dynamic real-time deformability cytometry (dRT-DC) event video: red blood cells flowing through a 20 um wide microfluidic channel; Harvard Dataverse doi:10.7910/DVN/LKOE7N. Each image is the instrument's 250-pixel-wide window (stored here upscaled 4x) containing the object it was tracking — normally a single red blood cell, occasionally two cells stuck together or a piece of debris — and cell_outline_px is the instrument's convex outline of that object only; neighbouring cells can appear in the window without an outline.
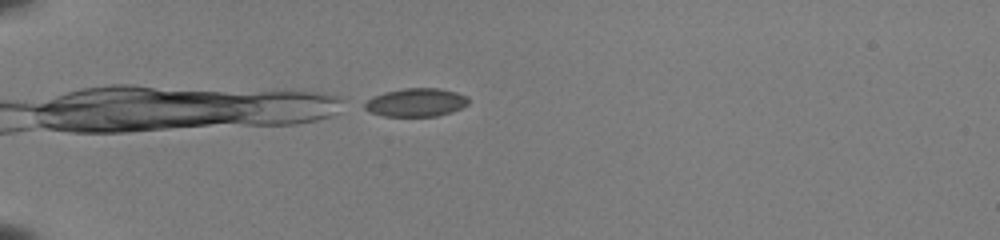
{"species": "common noctule bat (a hibernating species)", "species_latin": "Nyctalus noctula", "temperature_condition": "room temperature", "stored_images_in_passage": 7, "camera_frame_rate_fps": 3000, "um_per_image_px": 0.085, "animal": {"sex": "female", "body_mass_g": 22.0, "forearm_length_mm": 56.7}, "frame": {"image": 1, "passage_image": 1, "time_ms": 0.0, "image_size_px": [1000, 240], "cell_outline_px": [[468, 104], [452, 112], [436, 116], [384, 116], [368, 112], [364, 108], [364, 100], [372, 96], [384, 92], [404, 88], [440, 88], [456, 92], [468, 96]], "centroid_in_image_um": [35.32, 8.7], "position_along_channel_um": 49.7, "area_um2": 17.34}}